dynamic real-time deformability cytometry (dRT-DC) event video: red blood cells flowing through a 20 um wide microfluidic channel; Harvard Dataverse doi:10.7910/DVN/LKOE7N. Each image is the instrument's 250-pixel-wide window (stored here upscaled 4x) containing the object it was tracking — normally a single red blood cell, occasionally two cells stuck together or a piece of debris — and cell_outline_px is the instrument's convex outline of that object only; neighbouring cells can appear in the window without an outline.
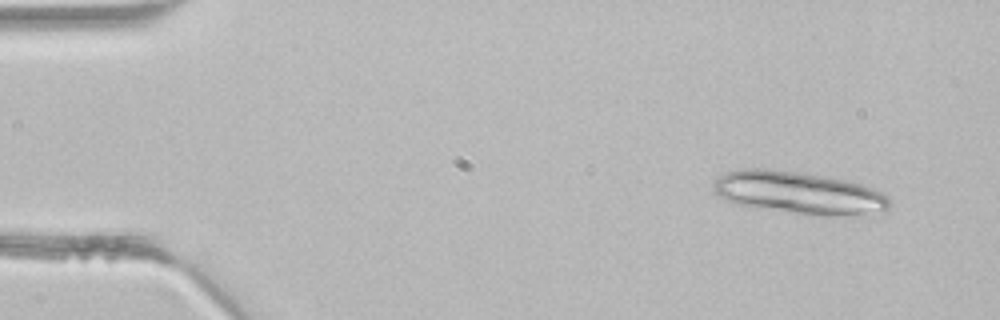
{"species": "common noctule bat (a hibernating species)", "species_latin": "Nyctalus noctula", "temperature_condition": "room temperature", "stored_images_in_passage": 3, "camera_frame_rate_fps": 3000, "um_per_image_px": 0.085, "animal": {"sex": "male", "body_mass_g": 21.5, "forearm_length_mm": 52.0}, "frame": {"image": 1, "passage_image": 1, "time_ms": 0.0, "image_size_px": [1000, 320], "cell_outline_px": [[892, 204], [884, 212], [828, 216], [820, 216], [792, 212], [740, 204], [728, 200], [720, 196], [712, 188], [712, 184], [724, 172], [740, 168], [764, 168], [828, 176], [876, 188], [888, 196], [892, 200]], "centroid_in_image_um": [67.96, 16.37], "position_along_channel_um": 17.0, "area_um2": 43.35}}